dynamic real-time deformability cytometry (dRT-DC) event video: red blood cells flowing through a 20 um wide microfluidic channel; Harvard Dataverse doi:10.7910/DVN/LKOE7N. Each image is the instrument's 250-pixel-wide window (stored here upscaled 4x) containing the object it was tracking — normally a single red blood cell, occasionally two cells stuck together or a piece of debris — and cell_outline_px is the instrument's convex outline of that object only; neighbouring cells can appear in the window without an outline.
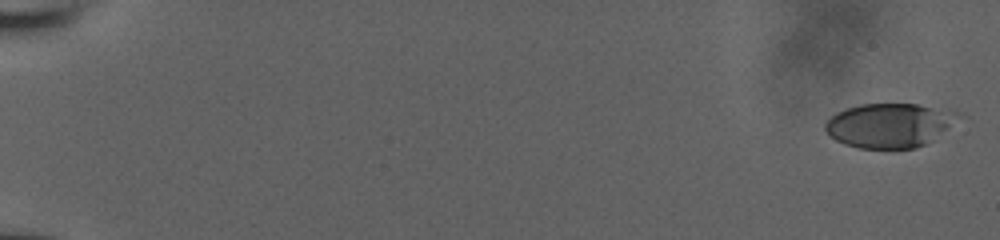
{"species": "human", "species_latin": "Homo sapiens", "temperature_condition": "room temperature", "stored_images_in_passage": 25, "camera_frame_rate_fps": 3000, "um_per_image_px": 0.085, "donor": {"sex": "male"}, "frame": {"image": 1, "passage_image": 1, "time_ms": 0.0, "image_size_px": [1000, 240], "cell_outline_px": [[964, 112], [924, 144], [916, 148], [860, 148], [844, 144], [836, 140], [824, 128], [824, 124], [836, 112], [860, 104], [916, 104], [956, 108]], "centroid_in_image_um": [75.61, 10.61], "position_along_channel_um": 9.4, "area_um2": 33.99}}
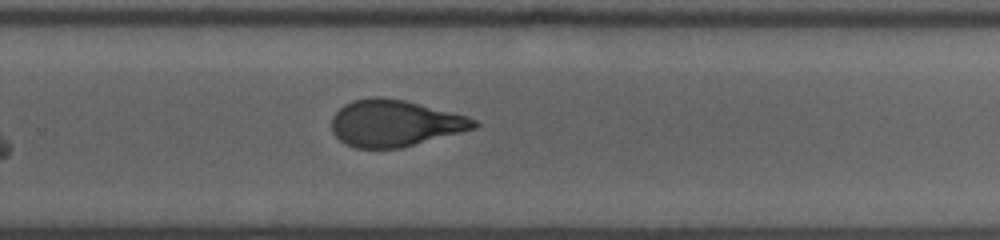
{"frame": {"image": 2, "passage_image": 25, "time_ms": 13.0, "image_size_px": [1000, 240], "cell_outline_px": [[480, 124], [476, 128], [400, 148], [356, 148], [344, 144], [332, 132], [332, 116], [344, 104], [352, 100], [376, 96], [380, 96], [404, 100], [468, 116], [476, 120]], "centroid_in_image_um": [33.54, 10.47], "position_along_channel_um": 296.3, "area_um2": 38.61}}